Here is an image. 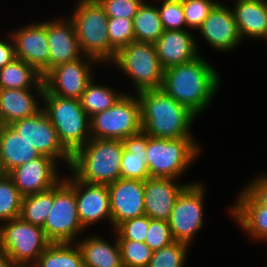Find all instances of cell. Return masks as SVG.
<instances>
[{
  "mask_svg": "<svg viewBox=\"0 0 267 267\" xmlns=\"http://www.w3.org/2000/svg\"><path fill=\"white\" fill-rule=\"evenodd\" d=\"M157 8L160 13L161 22L164 30H185L187 29L184 17L182 2L163 1Z\"/></svg>",
  "mask_w": 267,
  "mask_h": 267,
  "instance_id": "obj_39",
  "label": "cell"
},
{
  "mask_svg": "<svg viewBox=\"0 0 267 267\" xmlns=\"http://www.w3.org/2000/svg\"><path fill=\"white\" fill-rule=\"evenodd\" d=\"M196 38L191 31L164 30L154 43L156 54L164 69L189 62L198 57Z\"/></svg>",
  "mask_w": 267,
  "mask_h": 267,
  "instance_id": "obj_23",
  "label": "cell"
},
{
  "mask_svg": "<svg viewBox=\"0 0 267 267\" xmlns=\"http://www.w3.org/2000/svg\"><path fill=\"white\" fill-rule=\"evenodd\" d=\"M10 38V39H9ZM8 40V41H7ZM16 58L14 41L9 34L8 39L0 38V70Z\"/></svg>",
  "mask_w": 267,
  "mask_h": 267,
  "instance_id": "obj_43",
  "label": "cell"
},
{
  "mask_svg": "<svg viewBox=\"0 0 267 267\" xmlns=\"http://www.w3.org/2000/svg\"><path fill=\"white\" fill-rule=\"evenodd\" d=\"M50 244L41 227L21 217L0 224V248L16 267H32Z\"/></svg>",
  "mask_w": 267,
  "mask_h": 267,
  "instance_id": "obj_9",
  "label": "cell"
},
{
  "mask_svg": "<svg viewBox=\"0 0 267 267\" xmlns=\"http://www.w3.org/2000/svg\"><path fill=\"white\" fill-rule=\"evenodd\" d=\"M42 100V110L51 120L60 143L72 155L91 139L90 117L79 99L43 93Z\"/></svg>",
  "mask_w": 267,
  "mask_h": 267,
  "instance_id": "obj_4",
  "label": "cell"
},
{
  "mask_svg": "<svg viewBox=\"0 0 267 267\" xmlns=\"http://www.w3.org/2000/svg\"><path fill=\"white\" fill-rule=\"evenodd\" d=\"M189 245L173 242L169 246L155 250L147 267H185Z\"/></svg>",
  "mask_w": 267,
  "mask_h": 267,
  "instance_id": "obj_35",
  "label": "cell"
},
{
  "mask_svg": "<svg viewBox=\"0 0 267 267\" xmlns=\"http://www.w3.org/2000/svg\"><path fill=\"white\" fill-rule=\"evenodd\" d=\"M129 94H123L113 106L90 118L91 138L124 140L142 130L138 96Z\"/></svg>",
  "mask_w": 267,
  "mask_h": 267,
  "instance_id": "obj_10",
  "label": "cell"
},
{
  "mask_svg": "<svg viewBox=\"0 0 267 267\" xmlns=\"http://www.w3.org/2000/svg\"><path fill=\"white\" fill-rule=\"evenodd\" d=\"M120 247L123 267H147L153 250L144 242L117 240Z\"/></svg>",
  "mask_w": 267,
  "mask_h": 267,
  "instance_id": "obj_36",
  "label": "cell"
},
{
  "mask_svg": "<svg viewBox=\"0 0 267 267\" xmlns=\"http://www.w3.org/2000/svg\"><path fill=\"white\" fill-rule=\"evenodd\" d=\"M122 140L91 138L71 155L69 170L88 184L109 185L121 178Z\"/></svg>",
  "mask_w": 267,
  "mask_h": 267,
  "instance_id": "obj_3",
  "label": "cell"
},
{
  "mask_svg": "<svg viewBox=\"0 0 267 267\" xmlns=\"http://www.w3.org/2000/svg\"><path fill=\"white\" fill-rule=\"evenodd\" d=\"M93 80L87 85L80 100L82 108L91 118L113 106L125 92H117L110 86L94 83Z\"/></svg>",
  "mask_w": 267,
  "mask_h": 267,
  "instance_id": "obj_31",
  "label": "cell"
},
{
  "mask_svg": "<svg viewBox=\"0 0 267 267\" xmlns=\"http://www.w3.org/2000/svg\"><path fill=\"white\" fill-rule=\"evenodd\" d=\"M54 203V186L37 194L23 196L20 217L35 226L43 228Z\"/></svg>",
  "mask_w": 267,
  "mask_h": 267,
  "instance_id": "obj_32",
  "label": "cell"
},
{
  "mask_svg": "<svg viewBox=\"0 0 267 267\" xmlns=\"http://www.w3.org/2000/svg\"><path fill=\"white\" fill-rule=\"evenodd\" d=\"M74 191L78 216L85 230L105 219L112 226L110 195L107 185L88 184L74 176Z\"/></svg>",
  "mask_w": 267,
  "mask_h": 267,
  "instance_id": "obj_18",
  "label": "cell"
},
{
  "mask_svg": "<svg viewBox=\"0 0 267 267\" xmlns=\"http://www.w3.org/2000/svg\"><path fill=\"white\" fill-rule=\"evenodd\" d=\"M107 187L113 230L126 220L145 215L144 181L120 178Z\"/></svg>",
  "mask_w": 267,
  "mask_h": 267,
  "instance_id": "obj_16",
  "label": "cell"
},
{
  "mask_svg": "<svg viewBox=\"0 0 267 267\" xmlns=\"http://www.w3.org/2000/svg\"><path fill=\"white\" fill-rule=\"evenodd\" d=\"M108 37L110 40V66L117 52L135 41L133 19L108 18Z\"/></svg>",
  "mask_w": 267,
  "mask_h": 267,
  "instance_id": "obj_34",
  "label": "cell"
},
{
  "mask_svg": "<svg viewBox=\"0 0 267 267\" xmlns=\"http://www.w3.org/2000/svg\"><path fill=\"white\" fill-rule=\"evenodd\" d=\"M231 10L242 41L267 39V0H237Z\"/></svg>",
  "mask_w": 267,
  "mask_h": 267,
  "instance_id": "obj_24",
  "label": "cell"
},
{
  "mask_svg": "<svg viewBox=\"0 0 267 267\" xmlns=\"http://www.w3.org/2000/svg\"><path fill=\"white\" fill-rule=\"evenodd\" d=\"M0 267H16L9 256L0 248Z\"/></svg>",
  "mask_w": 267,
  "mask_h": 267,
  "instance_id": "obj_44",
  "label": "cell"
},
{
  "mask_svg": "<svg viewBox=\"0 0 267 267\" xmlns=\"http://www.w3.org/2000/svg\"><path fill=\"white\" fill-rule=\"evenodd\" d=\"M211 48L226 53L236 49L242 39L231 7L218 2L198 29Z\"/></svg>",
  "mask_w": 267,
  "mask_h": 267,
  "instance_id": "obj_17",
  "label": "cell"
},
{
  "mask_svg": "<svg viewBox=\"0 0 267 267\" xmlns=\"http://www.w3.org/2000/svg\"><path fill=\"white\" fill-rule=\"evenodd\" d=\"M123 141L124 151L121 162V178L145 181L149 177L146 165L148 135L141 130Z\"/></svg>",
  "mask_w": 267,
  "mask_h": 267,
  "instance_id": "obj_27",
  "label": "cell"
},
{
  "mask_svg": "<svg viewBox=\"0 0 267 267\" xmlns=\"http://www.w3.org/2000/svg\"><path fill=\"white\" fill-rule=\"evenodd\" d=\"M111 18L133 19L144 0H98Z\"/></svg>",
  "mask_w": 267,
  "mask_h": 267,
  "instance_id": "obj_41",
  "label": "cell"
},
{
  "mask_svg": "<svg viewBox=\"0 0 267 267\" xmlns=\"http://www.w3.org/2000/svg\"><path fill=\"white\" fill-rule=\"evenodd\" d=\"M76 241L82 253L85 267H123L117 237L109 243L99 235H86Z\"/></svg>",
  "mask_w": 267,
  "mask_h": 267,
  "instance_id": "obj_26",
  "label": "cell"
},
{
  "mask_svg": "<svg viewBox=\"0 0 267 267\" xmlns=\"http://www.w3.org/2000/svg\"><path fill=\"white\" fill-rule=\"evenodd\" d=\"M195 138H153L148 135L146 165L149 177L178 179L199 158Z\"/></svg>",
  "mask_w": 267,
  "mask_h": 267,
  "instance_id": "obj_6",
  "label": "cell"
},
{
  "mask_svg": "<svg viewBox=\"0 0 267 267\" xmlns=\"http://www.w3.org/2000/svg\"><path fill=\"white\" fill-rule=\"evenodd\" d=\"M10 126L27 140L40 155L71 164V154L60 143L57 132L46 113L41 110L33 117L16 120Z\"/></svg>",
  "mask_w": 267,
  "mask_h": 267,
  "instance_id": "obj_13",
  "label": "cell"
},
{
  "mask_svg": "<svg viewBox=\"0 0 267 267\" xmlns=\"http://www.w3.org/2000/svg\"><path fill=\"white\" fill-rule=\"evenodd\" d=\"M7 175L6 171L4 170V167L2 165V162H1V158H0V180L2 178H4L5 176Z\"/></svg>",
  "mask_w": 267,
  "mask_h": 267,
  "instance_id": "obj_45",
  "label": "cell"
},
{
  "mask_svg": "<svg viewBox=\"0 0 267 267\" xmlns=\"http://www.w3.org/2000/svg\"><path fill=\"white\" fill-rule=\"evenodd\" d=\"M173 242L175 240L172 237L168 221L150 218V225L144 243L155 251L169 246Z\"/></svg>",
  "mask_w": 267,
  "mask_h": 267,
  "instance_id": "obj_40",
  "label": "cell"
},
{
  "mask_svg": "<svg viewBox=\"0 0 267 267\" xmlns=\"http://www.w3.org/2000/svg\"><path fill=\"white\" fill-rule=\"evenodd\" d=\"M141 106L142 130L153 138H193L191 126L197 116L163 90L136 94Z\"/></svg>",
  "mask_w": 267,
  "mask_h": 267,
  "instance_id": "obj_2",
  "label": "cell"
},
{
  "mask_svg": "<svg viewBox=\"0 0 267 267\" xmlns=\"http://www.w3.org/2000/svg\"><path fill=\"white\" fill-rule=\"evenodd\" d=\"M57 166L59 168L54 159L41 155L14 168L7 175L13 180L19 192L26 196L46 191L55 186L62 179Z\"/></svg>",
  "mask_w": 267,
  "mask_h": 267,
  "instance_id": "obj_15",
  "label": "cell"
},
{
  "mask_svg": "<svg viewBox=\"0 0 267 267\" xmlns=\"http://www.w3.org/2000/svg\"><path fill=\"white\" fill-rule=\"evenodd\" d=\"M42 79L27 62L15 58L0 70V88L31 89Z\"/></svg>",
  "mask_w": 267,
  "mask_h": 267,
  "instance_id": "obj_30",
  "label": "cell"
},
{
  "mask_svg": "<svg viewBox=\"0 0 267 267\" xmlns=\"http://www.w3.org/2000/svg\"><path fill=\"white\" fill-rule=\"evenodd\" d=\"M86 57V58H85ZM99 62L88 56L66 62L50 69L43 77L44 93L63 98L80 99L93 80L92 66Z\"/></svg>",
  "mask_w": 267,
  "mask_h": 267,
  "instance_id": "obj_12",
  "label": "cell"
},
{
  "mask_svg": "<svg viewBox=\"0 0 267 267\" xmlns=\"http://www.w3.org/2000/svg\"><path fill=\"white\" fill-rule=\"evenodd\" d=\"M229 213L251 239L267 243V207L261 205L245 188L241 189Z\"/></svg>",
  "mask_w": 267,
  "mask_h": 267,
  "instance_id": "obj_22",
  "label": "cell"
},
{
  "mask_svg": "<svg viewBox=\"0 0 267 267\" xmlns=\"http://www.w3.org/2000/svg\"><path fill=\"white\" fill-rule=\"evenodd\" d=\"M178 179L148 177L144 181L145 215L155 220L168 221L175 201L182 190L191 183H177Z\"/></svg>",
  "mask_w": 267,
  "mask_h": 267,
  "instance_id": "obj_19",
  "label": "cell"
},
{
  "mask_svg": "<svg viewBox=\"0 0 267 267\" xmlns=\"http://www.w3.org/2000/svg\"><path fill=\"white\" fill-rule=\"evenodd\" d=\"M32 267H85L77 243H51Z\"/></svg>",
  "mask_w": 267,
  "mask_h": 267,
  "instance_id": "obj_29",
  "label": "cell"
},
{
  "mask_svg": "<svg viewBox=\"0 0 267 267\" xmlns=\"http://www.w3.org/2000/svg\"><path fill=\"white\" fill-rule=\"evenodd\" d=\"M159 1H180V2H182V1H184V0H159Z\"/></svg>",
  "mask_w": 267,
  "mask_h": 267,
  "instance_id": "obj_46",
  "label": "cell"
},
{
  "mask_svg": "<svg viewBox=\"0 0 267 267\" xmlns=\"http://www.w3.org/2000/svg\"><path fill=\"white\" fill-rule=\"evenodd\" d=\"M131 79L134 93L159 89L162 86L164 68L156 54L154 43L132 41L121 48L112 65Z\"/></svg>",
  "mask_w": 267,
  "mask_h": 267,
  "instance_id": "obj_7",
  "label": "cell"
},
{
  "mask_svg": "<svg viewBox=\"0 0 267 267\" xmlns=\"http://www.w3.org/2000/svg\"><path fill=\"white\" fill-rule=\"evenodd\" d=\"M49 70L82 57L75 28L69 18L47 21Z\"/></svg>",
  "mask_w": 267,
  "mask_h": 267,
  "instance_id": "obj_20",
  "label": "cell"
},
{
  "mask_svg": "<svg viewBox=\"0 0 267 267\" xmlns=\"http://www.w3.org/2000/svg\"><path fill=\"white\" fill-rule=\"evenodd\" d=\"M65 177L54 186V203L43 226L51 243H76L85 229L80 223L74 191V175ZM76 238V239H75Z\"/></svg>",
  "mask_w": 267,
  "mask_h": 267,
  "instance_id": "obj_8",
  "label": "cell"
},
{
  "mask_svg": "<svg viewBox=\"0 0 267 267\" xmlns=\"http://www.w3.org/2000/svg\"><path fill=\"white\" fill-rule=\"evenodd\" d=\"M33 90L38 94V99L42 100V79L31 89L0 88V125H10L16 120L33 117L42 110V105L40 107L39 100H36L32 93Z\"/></svg>",
  "mask_w": 267,
  "mask_h": 267,
  "instance_id": "obj_21",
  "label": "cell"
},
{
  "mask_svg": "<svg viewBox=\"0 0 267 267\" xmlns=\"http://www.w3.org/2000/svg\"><path fill=\"white\" fill-rule=\"evenodd\" d=\"M133 28L135 41L155 43L164 32L157 5L143 1L133 17Z\"/></svg>",
  "mask_w": 267,
  "mask_h": 267,
  "instance_id": "obj_28",
  "label": "cell"
},
{
  "mask_svg": "<svg viewBox=\"0 0 267 267\" xmlns=\"http://www.w3.org/2000/svg\"><path fill=\"white\" fill-rule=\"evenodd\" d=\"M40 156L39 152L10 125H0V158L7 174Z\"/></svg>",
  "mask_w": 267,
  "mask_h": 267,
  "instance_id": "obj_25",
  "label": "cell"
},
{
  "mask_svg": "<svg viewBox=\"0 0 267 267\" xmlns=\"http://www.w3.org/2000/svg\"><path fill=\"white\" fill-rule=\"evenodd\" d=\"M9 34L14 41L16 58L27 62L43 77L49 71L47 21L27 24Z\"/></svg>",
  "mask_w": 267,
  "mask_h": 267,
  "instance_id": "obj_14",
  "label": "cell"
},
{
  "mask_svg": "<svg viewBox=\"0 0 267 267\" xmlns=\"http://www.w3.org/2000/svg\"><path fill=\"white\" fill-rule=\"evenodd\" d=\"M264 175V176H263ZM255 177L244 187L261 205L267 207V174Z\"/></svg>",
  "mask_w": 267,
  "mask_h": 267,
  "instance_id": "obj_42",
  "label": "cell"
},
{
  "mask_svg": "<svg viewBox=\"0 0 267 267\" xmlns=\"http://www.w3.org/2000/svg\"><path fill=\"white\" fill-rule=\"evenodd\" d=\"M74 7L69 19L74 25L82 55L100 64H110L109 17L103 6L98 0H78Z\"/></svg>",
  "mask_w": 267,
  "mask_h": 267,
  "instance_id": "obj_5",
  "label": "cell"
},
{
  "mask_svg": "<svg viewBox=\"0 0 267 267\" xmlns=\"http://www.w3.org/2000/svg\"><path fill=\"white\" fill-rule=\"evenodd\" d=\"M204 187L203 182L195 181L178 195L168 220L175 241L192 246L195 233L202 229L206 198Z\"/></svg>",
  "mask_w": 267,
  "mask_h": 267,
  "instance_id": "obj_11",
  "label": "cell"
},
{
  "mask_svg": "<svg viewBox=\"0 0 267 267\" xmlns=\"http://www.w3.org/2000/svg\"><path fill=\"white\" fill-rule=\"evenodd\" d=\"M23 195L6 175L0 180V224L20 217Z\"/></svg>",
  "mask_w": 267,
  "mask_h": 267,
  "instance_id": "obj_33",
  "label": "cell"
},
{
  "mask_svg": "<svg viewBox=\"0 0 267 267\" xmlns=\"http://www.w3.org/2000/svg\"><path fill=\"white\" fill-rule=\"evenodd\" d=\"M219 1L215 0H184L182 7L186 21L187 30H198L210 11Z\"/></svg>",
  "mask_w": 267,
  "mask_h": 267,
  "instance_id": "obj_37",
  "label": "cell"
},
{
  "mask_svg": "<svg viewBox=\"0 0 267 267\" xmlns=\"http://www.w3.org/2000/svg\"><path fill=\"white\" fill-rule=\"evenodd\" d=\"M220 81L214 66L199 55L189 62L164 69L160 89L198 117L211 106Z\"/></svg>",
  "mask_w": 267,
  "mask_h": 267,
  "instance_id": "obj_1",
  "label": "cell"
},
{
  "mask_svg": "<svg viewBox=\"0 0 267 267\" xmlns=\"http://www.w3.org/2000/svg\"><path fill=\"white\" fill-rule=\"evenodd\" d=\"M149 225L150 218L143 215L120 223L113 232L116 233L117 240L145 242Z\"/></svg>",
  "mask_w": 267,
  "mask_h": 267,
  "instance_id": "obj_38",
  "label": "cell"
}]
</instances>
